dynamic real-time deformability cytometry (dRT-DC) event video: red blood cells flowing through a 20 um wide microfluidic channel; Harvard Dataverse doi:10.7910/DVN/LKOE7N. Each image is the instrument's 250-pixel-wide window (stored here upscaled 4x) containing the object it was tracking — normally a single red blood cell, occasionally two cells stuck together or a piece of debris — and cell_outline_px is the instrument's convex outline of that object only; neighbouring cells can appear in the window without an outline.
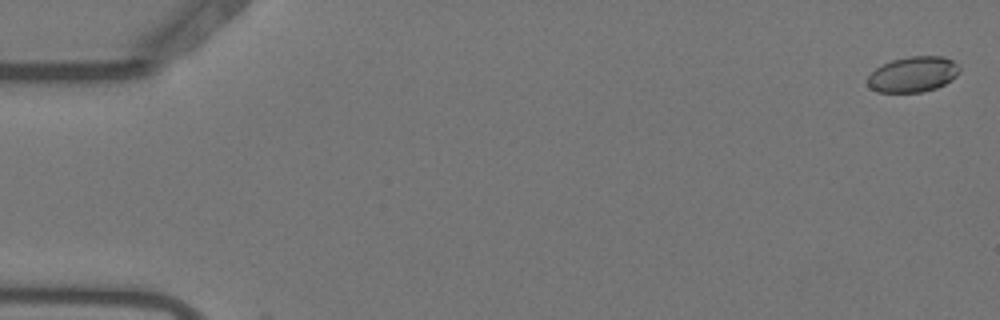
{"species": "Egyptian fruit bat (a non-hibernating species)", "species_latin": "Rousettus aegyptiacus", "temperature_condition": "warm", "stored_images_in_passage": 3, "camera_frame_rate_fps": 3000, "um_per_image_px": 0.085, "animal": {"sex": "female"}, "frame": {"image": 1, "passage_image": 2, "time_ms": 0.333, "image_size_px": [1000, 320], "cell_outline_px": [[960, 72], [952, 80], [936, 88], [924, 92], [876, 92], [868, 88], [868, 76], [876, 68], [892, 60], [908, 56], [940, 56], [952, 60], [960, 68]], "centroid_in_image_um": [77.6, 6.33], "position_along_channel_um": 7.4, "area_um2": 19.07}}